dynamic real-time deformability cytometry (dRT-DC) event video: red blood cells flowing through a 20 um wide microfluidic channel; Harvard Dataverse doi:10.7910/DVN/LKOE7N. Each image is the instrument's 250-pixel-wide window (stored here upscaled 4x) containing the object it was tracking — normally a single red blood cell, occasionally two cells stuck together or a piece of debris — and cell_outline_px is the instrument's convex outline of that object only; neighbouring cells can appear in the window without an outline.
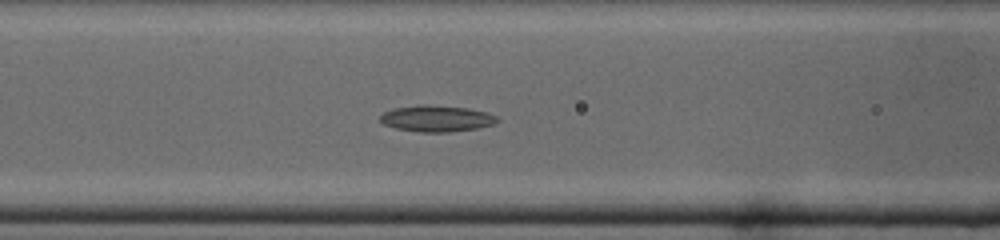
{"species": "common noctule bat (a hibernating species)", "species_latin": "Nyctalus noctula", "temperature_condition": "cold", "stored_images_in_passage": 36, "camera_frame_rate_fps": 3000, "um_per_image_px": 0.085, "animal": {"sex": "male", "body_mass_g": 19.0, "forearm_length_mm": 50.8}, "frame": {"image": 1, "passage_image": 10, "time_ms": 3.0, "image_size_px": [1000, 240], "cell_outline_px": [[500, 120], [492, 124], [476, 128], [452, 132], [420, 132], [396, 128], [384, 124], [380, 120], [380, 116], [384, 112], [392, 108], [420, 104], [428, 104], [468, 108], [488, 112], [496, 116]], "centroid_in_image_um": [37.1, 10.06], "position_along_channel_um": 129.5, "area_um2": 18.03}}
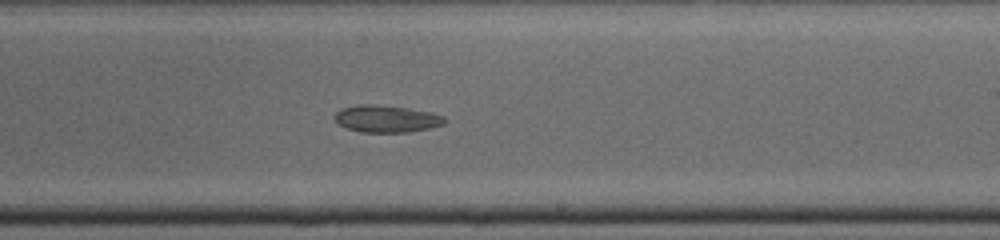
{"frame": {"image": 2, "passage_image": 18, "time_ms": 5.667, "image_size_px": [1000, 240], "cell_outline_px": [[448, 120], [444, 124], [428, 128], [408, 132], [360, 132], [348, 128], [340, 124], [332, 116], [340, 108], [356, 104], [376, 104], [408, 108], [432, 112], [444, 116]], "centroid_in_image_um": [32.85, 10.08], "position_along_channel_um": 256.2, "area_um2": 17.51}}
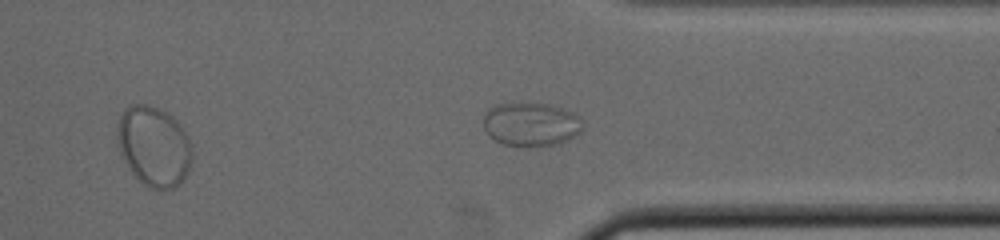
{"frame": {"image": 3, "passage_image": 25, "time_ms": 8.0, "image_size_px": [1000, 240], "cell_outline_px": [[584, 128], [580, 132], [556, 144], [544, 148], [540, 148], [504, 144], [496, 140], [484, 128], [484, 112], [488, 108], [496, 104], [544, 104], [560, 108], [572, 112], [580, 116], [584, 120]], "centroid_in_image_um": [45.16, 10.58], "position_along_channel_um": 366.2, "area_um2": 25.26}}